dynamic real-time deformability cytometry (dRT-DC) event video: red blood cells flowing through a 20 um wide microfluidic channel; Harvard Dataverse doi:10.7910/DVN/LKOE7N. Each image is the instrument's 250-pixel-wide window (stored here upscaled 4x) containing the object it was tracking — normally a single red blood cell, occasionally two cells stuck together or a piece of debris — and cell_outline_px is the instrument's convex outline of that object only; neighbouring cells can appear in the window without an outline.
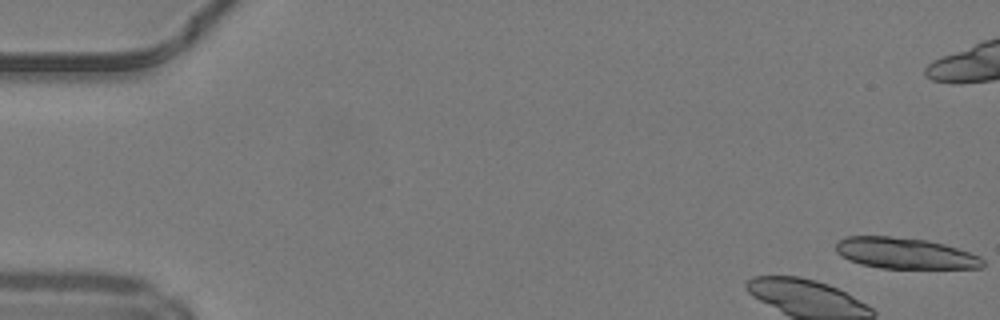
{"species": "common noctule bat (a hibernating species)", "species_latin": "Nyctalus noctula", "temperature_condition": "warm", "stored_images_in_passage": 11, "camera_frame_rate_fps": 3000, "um_per_image_px": 0.085, "animal": {"sex": "male", "body_mass_g": 19.2, "forearm_length_mm": 51.8}, "frame": {"image": 1, "passage_image": 1, "time_ms": 0.0, "image_size_px": [1000, 320], "cell_outline_px": [[984, 264], [980, 268], [880, 268], [860, 264], [848, 260], [836, 252], [836, 244], [840, 240], [848, 236], [888, 236], [928, 240], [944, 244], [980, 256], [984, 260]], "centroid_in_image_um": [76.91, 21.53], "position_along_channel_um": 8.1, "area_um2": 26.47}}